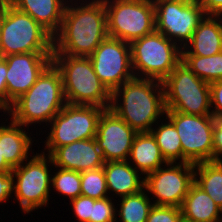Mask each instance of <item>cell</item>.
Masks as SVG:
<instances>
[{"label":"cell","mask_w":222,"mask_h":222,"mask_svg":"<svg viewBox=\"0 0 222 222\" xmlns=\"http://www.w3.org/2000/svg\"><path fill=\"white\" fill-rule=\"evenodd\" d=\"M73 1H67L61 27L53 36V55L89 57L108 36L105 3Z\"/></svg>","instance_id":"cell-1"},{"label":"cell","mask_w":222,"mask_h":222,"mask_svg":"<svg viewBox=\"0 0 222 222\" xmlns=\"http://www.w3.org/2000/svg\"><path fill=\"white\" fill-rule=\"evenodd\" d=\"M110 109L137 133L150 132L166 115L162 81L134 77L124 82L111 93Z\"/></svg>","instance_id":"cell-2"},{"label":"cell","mask_w":222,"mask_h":222,"mask_svg":"<svg viewBox=\"0 0 222 222\" xmlns=\"http://www.w3.org/2000/svg\"><path fill=\"white\" fill-rule=\"evenodd\" d=\"M66 104L61 72L52 62L4 114L29 128L33 124H49Z\"/></svg>","instance_id":"cell-3"},{"label":"cell","mask_w":222,"mask_h":222,"mask_svg":"<svg viewBox=\"0 0 222 222\" xmlns=\"http://www.w3.org/2000/svg\"><path fill=\"white\" fill-rule=\"evenodd\" d=\"M53 52V36L8 0H0V57Z\"/></svg>","instance_id":"cell-4"},{"label":"cell","mask_w":222,"mask_h":222,"mask_svg":"<svg viewBox=\"0 0 222 222\" xmlns=\"http://www.w3.org/2000/svg\"><path fill=\"white\" fill-rule=\"evenodd\" d=\"M60 70L67 104L111 106V92L95 74L91 59L84 56L52 55Z\"/></svg>","instance_id":"cell-5"},{"label":"cell","mask_w":222,"mask_h":222,"mask_svg":"<svg viewBox=\"0 0 222 222\" xmlns=\"http://www.w3.org/2000/svg\"><path fill=\"white\" fill-rule=\"evenodd\" d=\"M135 77L163 81L182 61V48L154 31L130 43Z\"/></svg>","instance_id":"cell-6"},{"label":"cell","mask_w":222,"mask_h":222,"mask_svg":"<svg viewBox=\"0 0 222 222\" xmlns=\"http://www.w3.org/2000/svg\"><path fill=\"white\" fill-rule=\"evenodd\" d=\"M162 84L166 111L212 115L210 84L197 77L182 61Z\"/></svg>","instance_id":"cell-7"},{"label":"cell","mask_w":222,"mask_h":222,"mask_svg":"<svg viewBox=\"0 0 222 222\" xmlns=\"http://www.w3.org/2000/svg\"><path fill=\"white\" fill-rule=\"evenodd\" d=\"M104 110L95 105L66 104L48 124L51 128L43 142L44 152H41L50 155L58 147L95 138L99 118Z\"/></svg>","instance_id":"cell-8"},{"label":"cell","mask_w":222,"mask_h":222,"mask_svg":"<svg viewBox=\"0 0 222 222\" xmlns=\"http://www.w3.org/2000/svg\"><path fill=\"white\" fill-rule=\"evenodd\" d=\"M108 36L131 43L155 31L153 0H104Z\"/></svg>","instance_id":"cell-9"},{"label":"cell","mask_w":222,"mask_h":222,"mask_svg":"<svg viewBox=\"0 0 222 222\" xmlns=\"http://www.w3.org/2000/svg\"><path fill=\"white\" fill-rule=\"evenodd\" d=\"M19 167L12 170L14 179V199L24 214L48 206L50 200L52 174L49 171L53 164L49 155L40 152L32 154ZM30 159V160H29ZM28 162V163H27ZM50 163V164H49Z\"/></svg>","instance_id":"cell-10"},{"label":"cell","mask_w":222,"mask_h":222,"mask_svg":"<svg viewBox=\"0 0 222 222\" xmlns=\"http://www.w3.org/2000/svg\"><path fill=\"white\" fill-rule=\"evenodd\" d=\"M166 119L174 126L181 140L183 163H199L220 160L214 151L213 115H192L166 111Z\"/></svg>","instance_id":"cell-11"},{"label":"cell","mask_w":222,"mask_h":222,"mask_svg":"<svg viewBox=\"0 0 222 222\" xmlns=\"http://www.w3.org/2000/svg\"><path fill=\"white\" fill-rule=\"evenodd\" d=\"M155 31L183 48L206 16L197 0H153Z\"/></svg>","instance_id":"cell-12"},{"label":"cell","mask_w":222,"mask_h":222,"mask_svg":"<svg viewBox=\"0 0 222 222\" xmlns=\"http://www.w3.org/2000/svg\"><path fill=\"white\" fill-rule=\"evenodd\" d=\"M167 166V167H166ZM195 164L172 163L161 166L145 176L144 188L152 194L153 205L181 207L194 182Z\"/></svg>","instance_id":"cell-13"},{"label":"cell","mask_w":222,"mask_h":222,"mask_svg":"<svg viewBox=\"0 0 222 222\" xmlns=\"http://www.w3.org/2000/svg\"><path fill=\"white\" fill-rule=\"evenodd\" d=\"M89 58L95 74L111 93L135 77L130 44L120 39L107 36Z\"/></svg>","instance_id":"cell-14"},{"label":"cell","mask_w":222,"mask_h":222,"mask_svg":"<svg viewBox=\"0 0 222 222\" xmlns=\"http://www.w3.org/2000/svg\"><path fill=\"white\" fill-rule=\"evenodd\" d=\"M53 52H30L4 57L7 63V109L26 93L52 63Z\"/></svg>","instance_id":"cell-15"},{"label":"cell","mask_w":222,"mask_h":222,"mask_svg":"<svg viewBox=\"0 0 222 222\" xmlns=\"http://www.w3.org/2000/svg\"><path fill=\"white\" fill-rule=\"evenodd\" d=\"M137 132L112 109H105L98 122L95 141L105 162L128 161Z\"/></svg>","instance_id":"cell-16"},{"label":"cell","mask_w":222,"mask_h":222,"mask_svg":"<svg viewBox=\"0 0 222 222\" xmlns=\"http://www.w3.org/2000/svg\"><path fill=\"white\" fill-rule=\"evenodd\" d=\"M51 167L78 172L101 168L104 166L101 150L94 138L73 142L56 148L50 155Z\"/></svg>","instance_id":"cell-17"},{"label":"cell","mask_w":222,"mask_h":222,"mask_svg":"<svg viewBox=\"0 0 222 222\" xmlns=\"http://www.w3.org/2000/svg\"><path fill=\"white\" fill-rule=\"evenodd\" d=\"M221 51V16L206 15L182 48V55L212 56Z\"/></svg>","instance_id":"cell-18"},{"label":"cell","mask_w":222,"mask_h":222,"mask_svg":"<svg viewBox=\"0 0 222 222\" xmlns=\"http://www.w3.org/2000/svg\"><path fill=\"white\" fill-rule=\"evenodd\" d=\"M3 123L5 122L0 126L1 151L6 163L14 169L28 160L34 140L28 134L29 128L26 132L23 125L12 119L9 125L5 126Z\"/></svg>","instance_id":"cell-19"},{"label":"cell","mask_w":222,"mask_h":222,"mask_svg":"<svg viewBox=\"0 0 222 222\" xmlns=\"http://www.w3.org/2000/svg\"><path fill=\"white\" fill-rule=\"evenodd\" d=\"M103 170L108 194L112 192L116 198L135 194L144 189L145 177H142L128 161L105 162Z\"/></svg>","instance_id":"cell-20"},{"label":"cell","mask_w":222,"mask_h":222,"mask_svg":"<svg viewBox=\"0 0 222 222\" xmlns=\"http://www.w3.org/2000/svg\"><path fill=\"white\" fill-rule=\"evenodd\" d=\"M27 13L52 36L60 29L68 0H8Z\"/></svg>","instance_id":"cell-21"},{"label":"cell","mask_w":222,"mask_h":222,"mask_svg":"<svg viewBox=\"0 0 222 222\" xmlns=\"http://www.w3.org/2000/svg\"><path fill=\"white\" fill-rule=\"evenodd\" d=\"M180 208L182 218L189 222L222 221V209L195 182L190 186Z\"/></svg>","instance_id":"cell-22"},{"label":"cell","mask_w":222,"mask_h":222,"mask_svg":"<svg viewBox=\"0 0 222 222\" xmlns=\"http://www.w3.org/2000/svg\"><path fill=\"white\" fill-rule=\"evenodd\" d=\"M128 162L143 177L167 164L151 132L137 133L134 138Z\"/></svg>","instance_id":"cell-23"},{"label":"cell","mask_w":222,"mask_h":222,"mask_svg":"<svg viewBox=\"0 0 222 222\" xmlns=\"http://www.w3.org/2000/svg\"><path fill=\"white\" fill-rule=\"evenodd\" d=\"M194 182L222 209V159L196 163Z\"/></svg>","instance_id":"cell-24"},{"label":"cell","mask_w":222,"mask_h":222,"mask_svg":"<svg viewBox=\"0 0 222 222\" xmlns=\"http://www.w3.org/2000/svg\"><path fill=\"white\" fill-rule=\"evenodd\" d=\"M164 120L161 123L157 122L158 125L155 124V128L153 127L150 132L166 162L177 163L179 161V163H183L181 140L175 126L166 117Z\"/></svg>","instance_id":"cell-25"},{"label":"cell","mask_w":222,"mask_h":222,"mask_svg":"<svg viewBox=\"0 0 222 222\" xmlns=\"http://www.w3.org/2000/svg\"><path fill=\"white\" fill-rule=\"evenodd\" d=\"M145 188L138 193L120 198L119 210L116 209V220L120 222H146L153 206ZM118 212V213H117ZM119 215V218H117Z\"/></svg>","instance_id":"cell-26"},{"label":"cell","mask_w":222,"mask_h":222,"mask_svg":"<svg viewBox=\"0 0 222 222\" xmlns=\"http://www.w3.org/2000/svg\"><path fill=\"white\" fill-rule=\"evenodd\" d=\"M182 62L209 84L222 80V51L212 56L182 55Z\"/></svg>","instance_id":"cell-27"},{"label":"cell","mask_w":222,"mask_h":222,"mask_svg":"<svg viewBox=\"0 0 222 222\" xmlns=\"http://www.w3.org/2000/svg\"><path fill=\"white\" fill-rule=\"evenodd\" d=\"M53 173L51 189L69 197L70 201L81 195V172L58 168Z\"/></svg>","instance_id":"cell-28"},{"label":"cell","mask_w":222,"mask_h":222,"mask_svg":"<svg viewBox=\"0 0 222 222\" xmlns=\"http://www.w3.org/2000/svg\"><path fill=\"white\" fill-rule=\"evenodd\" d=\"M81 195L94 199L109 197L103 167L81 172Z\"/></svg>","instance_id":"cell-29"},{"label":"cell","mask_w":222,"mask_h":222,"mask_svg":"<svg viewBox=\"0 0 222 222\" xmlns=\"http://www.w3.org/2000/svg\"><path fill=\"white\" fill-rule=\"evenodd\" d=\"M111 195L103 199H96L92 205L91 216L88 222H118L116 208ZM113 202V203H112Z\"/></svg>","instance_id":"cell-30"},{"label":"cell","mask_w":222,"mask_h":222,"mask_svg":"<svg viewBox=\"0 0 222 222\" xmlns=\"http://www.w3.org/2000/svg\"><path fill=\"white\" fill-rule=\"evenodd\" d=\"M182 219L180 207L153 205L146 222H180Z\"/></svg>","instance_id":"cell-31"},{"label":"cell","mask_w":222,"mask_h":222,"mask_svg":"<svg viewBox=\"0 0 222 222\" xmlns=\"http://www.w3.org/2000/svg\"><path fill=\"white\" fill-rule=\"evenodd\" d=\"M96 199L80 195L79 197L72 199L70 204L72 206L75 219L79 222H88L91 216L92 205Z\"/></svg>","instance_id":"cell-32"},{"label":"cell","mask_w":222,"mask_h":222,"mask_svg":"<svg viewBox=\"0 0 222 222\" xmlns=\"http://www.w3.org/2000/svg\"><path fill=\"white\" fill-rule=\"evenodd\" d=\"M211 112L216 120L222 121V80L210 83Z\"/></svg>","instance_id":"cell-33"},{"label":"cell","mask_w":222,"mask_h":222,"mask_svg":"<svg viewBox=\"0 0 222 222\" xmlns=\"http://www.w3.org/2000/svg\"><path fill=\"white\" fill-rule=\"evenodd\" d=\"M14 176L12 172L0 173V203L7 202L14 195Z\"/></svg>","instance_id":"cell-34"},{"label":"cell","mask_w":222,"mask_h":222,"mask_svg":"<svg viewBox=\"0 0 222 222\" xmlns=\"http://www.w3.org/2000/svg\"><path fill=\"white\" fill-rule=\"evenodd\" d=\"M7 70L8 67L4 57H0V112L3 111V113L7 110Z\"/></svg>","instance_id":"cell-35"},{"label":"cell","mask_w":222,"mask_h":222,"mask_svg":"<svg viewBox=\"0 0 222 222\" xmlns=\"http://www.w3.org/2000/svg\"><path fill=\"white\" fill-rule=\"evenodd\" d=\"M206 15L222 16V0H197Z\"/></svg>","instance_id":"cell-36"},{"label":"cell","mask_w":222,"mask_h":222,"mask_svg":"<svg viewBox=\"0 0 222 222\" xmlns=\"http://www.w3.org/2000/svg\"><path fill=\"white\" fill-rule=\"evenodd\" d=\"M214 151L219 159H222V121L216 120L214 127Z\"/></svg>","instance_id":"cell-37"},{"label":"cell","mask_w":222,"mask_h":222,"mask_svg":"<svg viewBox=\"0 0 222 222\" xmlns=\"http://www.w3.org/2000/svg\"><path fill=\"white\" fill-rule=\"evenodd\" d=\"M12 168L6 163L4 156L1 151V142H0V173L2 172H12Z\"/></svg>","instance_id":"cell-38"},{"label":"cell","mask_w":222,"mask_h":222,"mask_svg":"<svg viewBox=\"0 0 222 222\" xmlns=\"http://www.w3.org/2000/svg\"><path fill=\"white\" fill-rule=\"evenodd\" d=\"M180 222H189V221H186V220L182 219Z\"/></svg>","instance_id":"cell-39"}]
</instances>
